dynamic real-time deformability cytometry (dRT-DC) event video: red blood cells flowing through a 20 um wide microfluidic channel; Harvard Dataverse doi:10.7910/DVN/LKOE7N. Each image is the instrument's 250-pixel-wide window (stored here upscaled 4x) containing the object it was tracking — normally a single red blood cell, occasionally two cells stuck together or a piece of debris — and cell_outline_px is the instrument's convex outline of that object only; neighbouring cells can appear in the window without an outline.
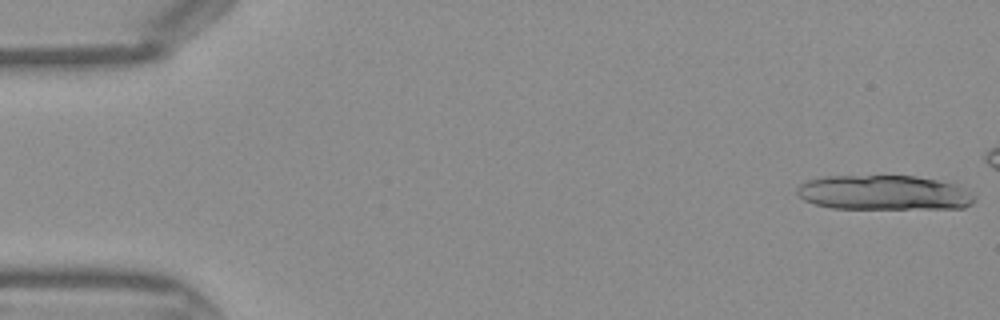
{"species": "Egyptian fruit bat (a non-hibernating species)", "species_latin": "Rousettus aegyptiacus", "temperature_condition": "warm", "stored_images_in_passage": 21, "camera_frame_rate_fps": 3000, "um_per_image_px": 0.085, "frame": {"image": 1, "passage_image": 1, "time_ms": 0.0, "image_size_px": [1000, 320], "cell_outline_px": [[976, 200], [972, 204], [964, 208], [832, 208], [816, 204], [804, 200], [796, 192], [796, 188], [804, 180], [820, 176], [916, 176], [952, 180], [976, 196]], "centroid_in_image_um": [75.2, 16.35], "position_along_channel_um": 9.8, "area_um2": 36.59}}